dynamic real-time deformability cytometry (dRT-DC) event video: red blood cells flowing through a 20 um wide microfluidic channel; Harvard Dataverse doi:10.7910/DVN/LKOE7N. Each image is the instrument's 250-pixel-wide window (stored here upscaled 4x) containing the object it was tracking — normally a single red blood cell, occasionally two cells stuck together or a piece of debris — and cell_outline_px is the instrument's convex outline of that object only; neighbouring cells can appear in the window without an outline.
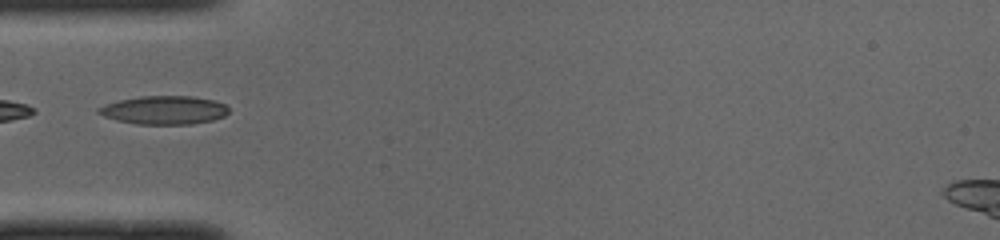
{"species": "common noctule bat (a hibernating species)", "species_latin": "Nyctalus noctula", "temperature_condition": "cold", "stored_images_in_passage": 32, "camera_frame_rate_fps": 3000, "um_per_image_px": 0.085, "animal": {"sex": "male", "body_mass_g": 19.0, "forearm_length_mm": 50.8}, "frame": {"image": 1, "passage_image": 1, "time_ms": 0.0, "image_size_px": [1000, 240], "cell_outline_px": [[228, 112], [224, 116], [212, 120], [192, 124], [136, 124], [116, 120], [104, 116], [96, 112], [96, 108], [120, 100], [140, 96], [192, 96], [212, 100], [224, 104], [228, 108]], "centroid_in_image_um": [13.93, 9.36], "position_along_channel_um": 71.1, "area_um2": 21.44}}
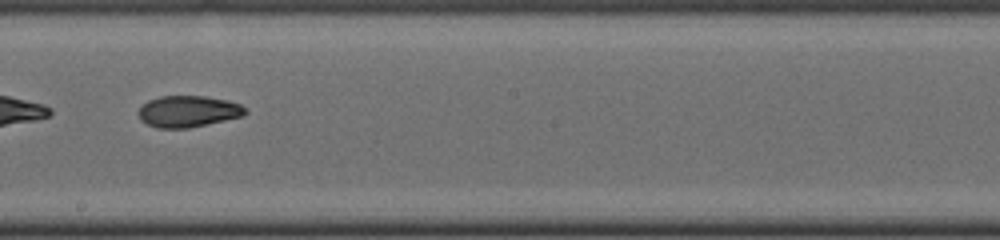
{"frame": {"image": 2, "passage_image": 13, "time_ms": 4.0, "image_size_px": [1000, 240], "cell_outline_px": [[248, 112], [244, 116], [188, 128], [156, 128], [140, 120], [140, 108], [148, 100], [160, 96], [204, 96], [228, 100], [240, 104]], "centroid_in_image_um": [16.01, 9.47], "position_along_channel_um": 232.2, "area_um2": 19.48}}
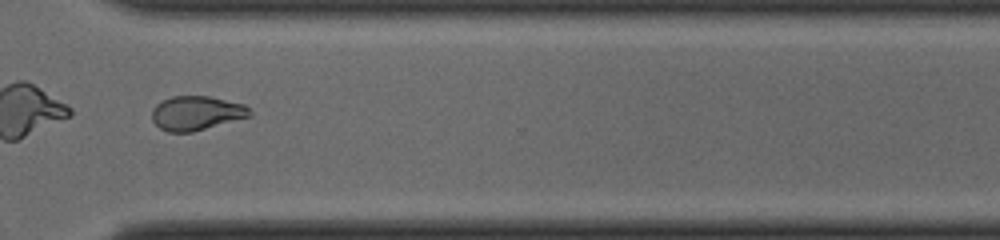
{"frame": {"image": 3, "passage_image": 22, "time_ms": 7.0, "image_size_px": [1000, 240], "cell_outline_px": [[252, 116], [192, 132], [168, 132], [160, 128], [152, 120], [152, 112], [156, 104], [172, 96], [208, 96], [244, 104], [252, 112]], "centroid_in_image_um": [16.71, 9.62], "position_along_channel_um": 353.9, "area_um2": 19.42}}